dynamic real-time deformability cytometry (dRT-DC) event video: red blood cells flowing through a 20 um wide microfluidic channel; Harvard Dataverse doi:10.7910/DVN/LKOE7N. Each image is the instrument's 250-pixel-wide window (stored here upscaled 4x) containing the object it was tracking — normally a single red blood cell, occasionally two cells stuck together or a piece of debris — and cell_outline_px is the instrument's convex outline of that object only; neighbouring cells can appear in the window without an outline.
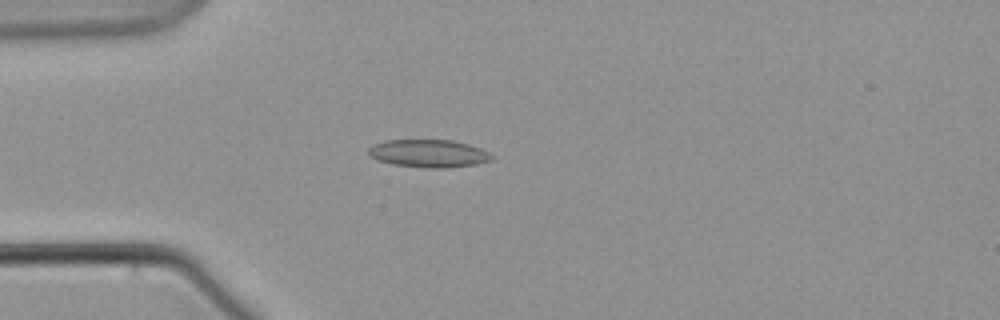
{"species": "common noctule bat (a hibernating species)", "species_latin": "Nyctalus noctula", "temperature_condition": "warm", "stored_images_in_passage": 58, "camera_frame_rate_fps": 3000, "um_per_image_px": 0.085, "animal": {"sex": "male", "body_mass_g": 21.5, "forearm_length_mm": 52.0}, "frame": {"image": 1, "passage_image": 15, "time_ms": 4.667, "image_size_px": [1000, 320], "cell_outline_px": [[496, 156], [492, 160], [476, 164], [448, 168], [428, 168], [392, 164], [376, 160], [368, 156], [368, 148], [372, 144], [384, 140], [452, 140], [468, 144], [480, 148]], "centroid_in_image_um": [36.41, 13.04], "position_along_channel_um": 48.6, "area_um2": 20.23}}
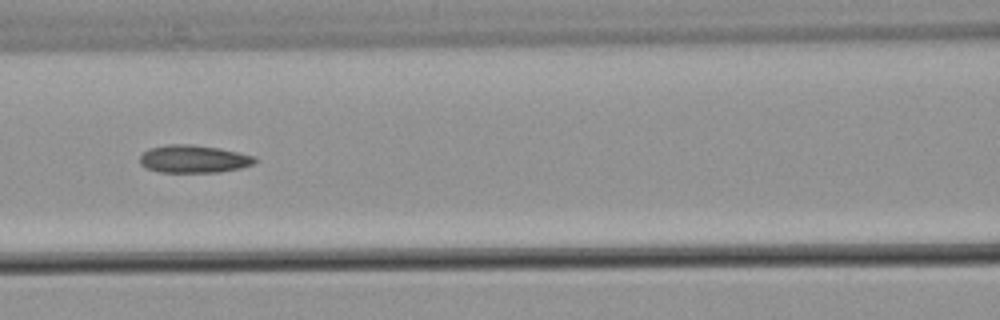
{"frame": {"image": 2, "passage_image": 25, "time_ms": 8.0, "image_size_px": [1000, 320], "cell_outline_px": [[256, 164], [240, 168], [220, 172], [160, 172], [144, 168], [140, 164], [140, 156], [148, 148], [168, 144], [192, 144], [220, 148], [256, 156]], "centroid_in_image_um": [16.46, 13.51], "position_along_channel_um": 150.1, "area_um2": 18.84}}
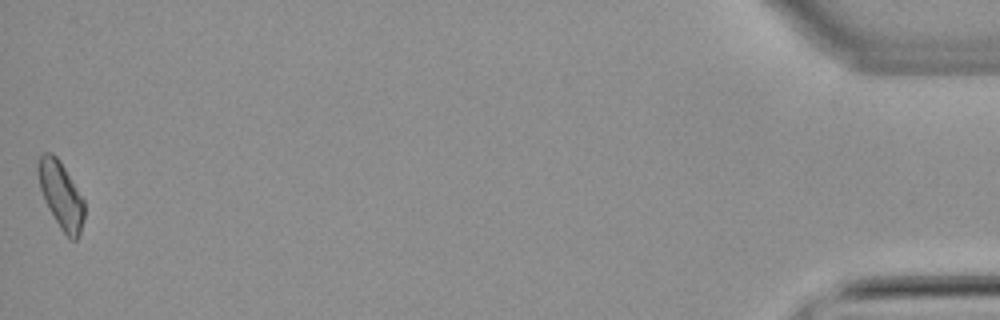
{"frame": {"image": 3, "passage_image": 58, "time_ms": 19.0, "image_size_px": [1000, 320], "cell_outline_px": [[84, 220], [80, 232], [76, 240], [72, 240], [60, 228], [48, 208], [44, 200], [40, 188], [36, 172], [36, 164], [40, 156], [44, 152], [52, 152], [60, 160], [84, 200]], "centroid_in_image_um": [5.15, 16.54], "position_along_channel_um": 430.0, "area_um2": 18.09}}